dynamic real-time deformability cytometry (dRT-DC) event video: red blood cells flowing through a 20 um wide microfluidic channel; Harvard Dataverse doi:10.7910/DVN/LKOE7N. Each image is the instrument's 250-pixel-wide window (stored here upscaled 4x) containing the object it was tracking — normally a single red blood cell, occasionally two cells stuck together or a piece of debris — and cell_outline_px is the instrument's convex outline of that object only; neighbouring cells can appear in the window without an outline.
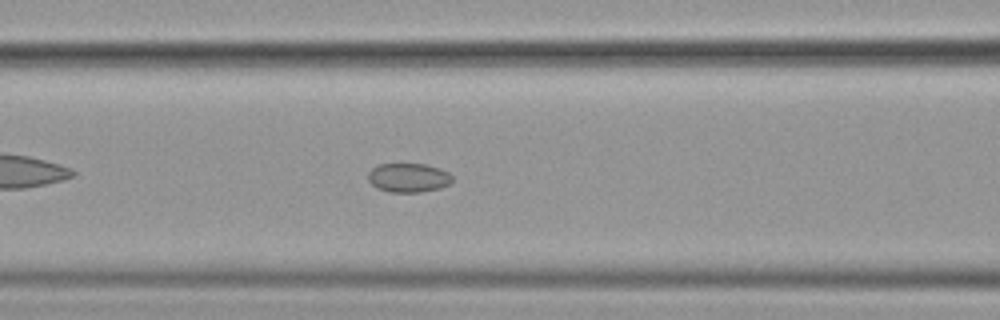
{"species": "common noctule bat (a hibernating species)", "species_latin": "Nyctalus noctula", "temperature_condition": "cold", "stored_images_in_passage": 39, "camera_frame_rate_fps": 3000, "um_per_image_px": 0.085, "animal": {"sex": "female", "body_mass_g": 19.9}, "frame": {"image": 1, "passage_image": 12, "time_ms": 3.667, "image_size_px": [1000, 320], "cell_outline_px": [[452, 180], [448, 184], [440, 188], [420, 192], [388, 192], [376, 188], [368, 180], [368, 172], [376, 164], [424, 164], [448, 172], [452, 176]], "centroid_in_image_um": [34.67, 15.11], "position_along_channel_um": 131.9, "area_um2": 14.22}}
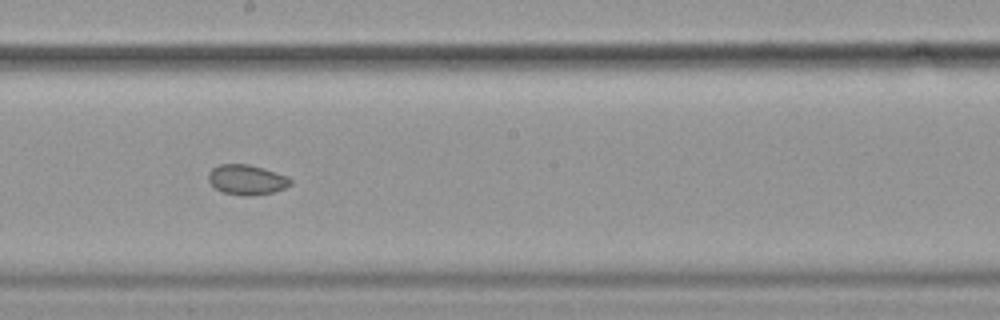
{"frame": {"image": 2, "passage_image": 20, "time_ms": 6.333, "image_size_px": [1000, 320], "cell_outline_px": [[292, 184], [284, 188], [272, 192], [252, 196], [244, 196], [224, 192], [216, 188], [208, 180], [208, 172], [212, 168], [220, 164], [248, 164], [284, 176], [292, 180]], "centroid_in_image_um": [20.93, 15.28], "position_along_channel_um": 227.3, "area_um2": 14.05}}
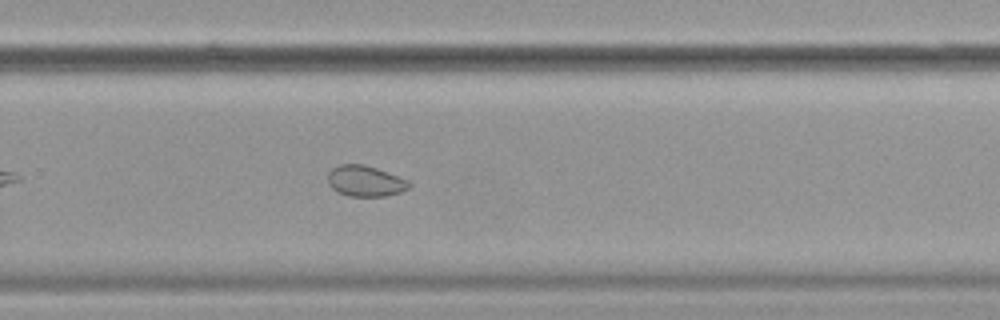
{"frame": {"image": 3, "passage_image": 26, "time_ms": 8.333, "image_size_px": [1000, 320], "cell_outline_px": [[412, 184], [408, 188], [400, 192], [384, 196], [348, 196], [332, 188], [328, 184], [328, 172], [332, 168], [340, 164], [364, 164], [376, 168], [408, 180]], "centroid_in_image_um": [31.03, 15.38], "position_along_channel_um": 298.8, "area_um2": 14.51}}